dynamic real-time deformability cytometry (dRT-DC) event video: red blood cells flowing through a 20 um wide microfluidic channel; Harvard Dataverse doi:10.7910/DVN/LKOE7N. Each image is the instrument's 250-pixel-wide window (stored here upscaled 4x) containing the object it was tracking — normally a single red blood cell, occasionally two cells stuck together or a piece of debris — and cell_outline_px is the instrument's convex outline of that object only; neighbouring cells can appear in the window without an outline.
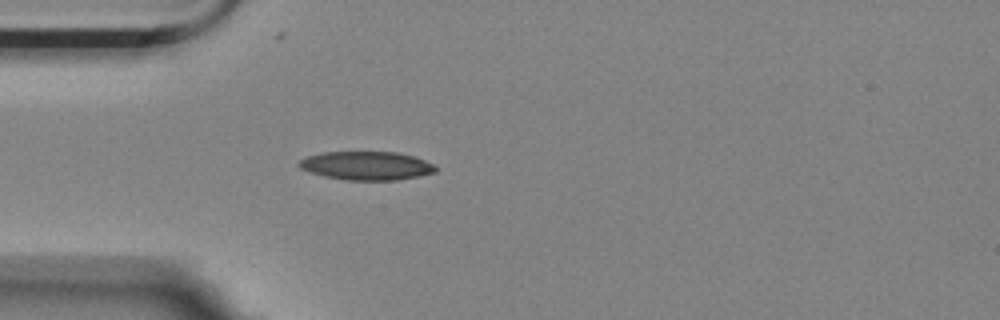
{"species": "Egyptian fruit bat (a non-hibernating species)", "species_latin": "Rousettus aegyptiacus", "temperature_condition": "room temperature", "stored_images_in_passage": 1, "camera_frame_rate_fps": 3000, "um_per_image_px": 0.085, "animal": {"sex": "female"}, "frame": {"image": 1, "passage_image": 1, "time_ms": 0.0, "image_size_px": [1000, 320], "cell_outline_px": [[436, 172], [420, 176], [396, 180], [348, 180], [324, 176], [308, 172], [300, 168], [296, 164], [300, 160], [308, 156], [320, 152], [396, 152], [416, 156], [432, 164], [436, 168]], "centroid_in_image_um": [31.14, 14.08], "position_along_channel_um": 53.9, "area_um2": 22.83}}